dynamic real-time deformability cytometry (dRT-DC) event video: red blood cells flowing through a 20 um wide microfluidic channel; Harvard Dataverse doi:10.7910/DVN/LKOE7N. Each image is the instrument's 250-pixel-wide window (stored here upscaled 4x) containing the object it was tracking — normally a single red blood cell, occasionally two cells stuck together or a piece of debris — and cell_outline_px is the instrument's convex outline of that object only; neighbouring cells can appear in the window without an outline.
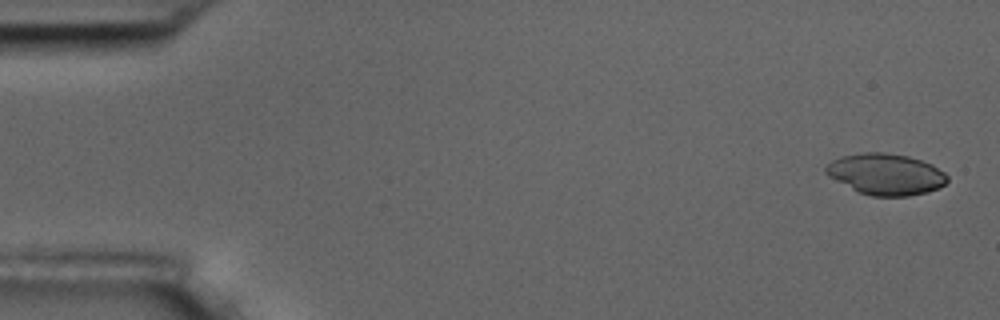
{"species": "common noctule bat (a hibernating species)", "species_latin": "Nyctalus noctula", "temperature_condition": "room temperature", "stored_images_in_passage": 5, "camera_frame_rate_fps": 3000, "um_per_image_px": 0.085, "animal": {"sex": "male", "body_mass_g": 17.5, "forearm_length_mm": 52.3}, "frame": {"image": 1, "passage_image": 1, "time_ms": 0.0, "image_size_px": [1000, 320], "cell_outline_px": [[948, 180], [944, 184], [928, 192], [908, 196], [872, 196], [860, 192], [828, 176], [824, 172], [824, 168], [832, 160], [844, 156], [864, 152], [884, 152], [908, 156], [932, 164], [944, 172], [948, 176]], "centroid_in_image_um": [75.3, 14.8], "position_along_channel_um": 9.7, "area_um2": 28.96}}